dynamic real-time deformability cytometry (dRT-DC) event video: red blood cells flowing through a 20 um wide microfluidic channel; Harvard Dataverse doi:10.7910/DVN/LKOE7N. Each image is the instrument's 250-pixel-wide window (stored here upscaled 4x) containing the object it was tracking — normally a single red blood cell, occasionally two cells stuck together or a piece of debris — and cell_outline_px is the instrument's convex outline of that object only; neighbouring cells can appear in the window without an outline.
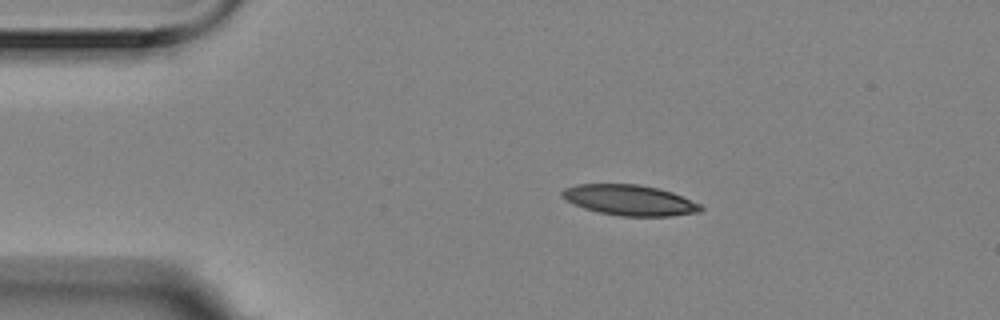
{"species": "Egyptian fruit bat (a non-hibernating species)", "species_latin": "Rousettus aegyptiacus", "temperature_condition": "room temperature", "stored_images_in_passage": 3, "camera_frame_rate_fps": 3000, "um_per_image_px": 0.085, "animal": {"sex": "female"}, "frame": {"image": 1, "passage_image": 2, "time_ms": 0.333, "image_size_px": [1000, 320], "cell_outline_px": [[704, 208], [700, 212], [672, 216], [620, 216], [600, 212], [584, 208], [560, 196], [560, 192], [564, 188], [576, 184], [636, 184], [656, 188], [672, 192], [700, 204]], "centroid_in_image_um": [53.52, 17.01], "position_along_channel_um": 31.5, "area_um2": 24.51}}